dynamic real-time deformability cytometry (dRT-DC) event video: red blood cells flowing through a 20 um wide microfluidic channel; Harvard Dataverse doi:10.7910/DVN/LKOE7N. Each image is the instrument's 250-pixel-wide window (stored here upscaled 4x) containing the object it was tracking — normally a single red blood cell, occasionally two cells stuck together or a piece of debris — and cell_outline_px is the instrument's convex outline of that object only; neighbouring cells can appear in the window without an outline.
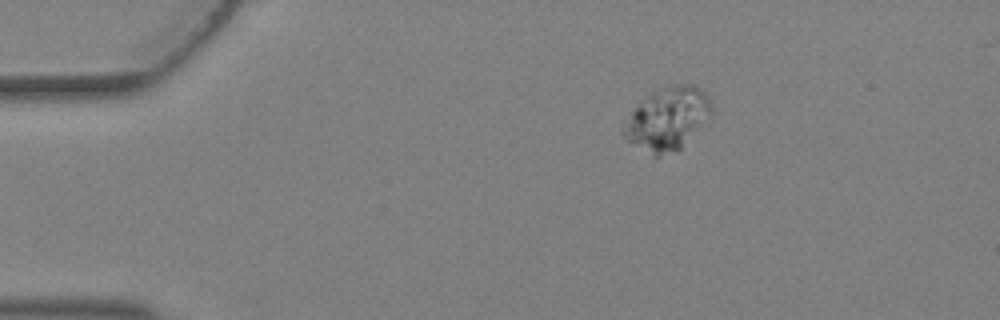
{"species": "Egyptian fruit bat (a non-hibernating species)", "species_latin": "Rousettus aegyptiacus", "temperature_condition": "warm", "stored_images_in_passage": 2, "camera_frame_rate_fps": 3000, "um_per_image_px": 0.085, "animal": {"sex": "female"}, "frame": {"image": 1, "passage_image": 1, "time_ms": 0.0, "image_size_px": [1000, 320], "cell_outline_px": [[712, 116], [676, 152], [660, 156], [656, 156], [628, 140], [620, 132], [620, 124], [648, 96], [668, 84], [696, 84], [708, 96], [712, 108]], "centroid_in_image_um": [56.75, 10.08], "position_along_channel_um": 28.2, "area_um2": 31.96}}